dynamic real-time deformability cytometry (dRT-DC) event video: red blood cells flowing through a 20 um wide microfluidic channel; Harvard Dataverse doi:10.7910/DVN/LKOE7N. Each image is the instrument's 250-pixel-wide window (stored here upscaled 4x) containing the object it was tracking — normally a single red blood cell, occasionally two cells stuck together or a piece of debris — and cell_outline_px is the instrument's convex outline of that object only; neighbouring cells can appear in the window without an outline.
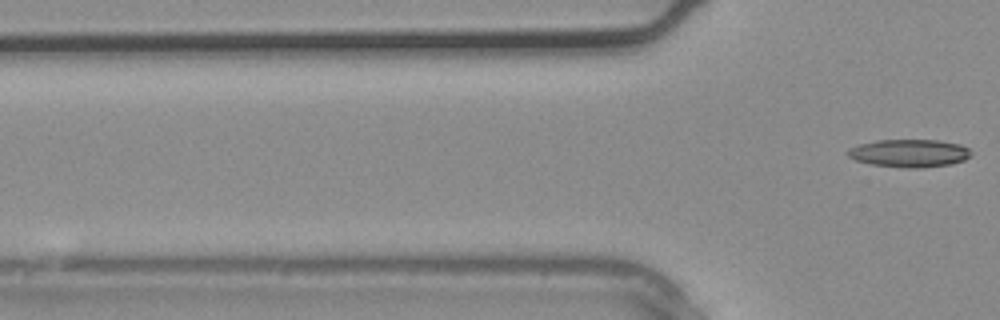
{"species": "common noctule bat (a hibernating species)", "species_latin": "Nyctalus noctula", "temperature_condition": "warm", "stored_images_in_passage": 4, "camera_frame_rate_fps": 3000, "um_per_image_px": 0.085, "animal": {"sex": "male", "body_mass_g": 20.4}, "frame": {"image": 1, "passage_image": 4, "time_ms": 1.0, "image_size_px": [1000, 320], "cell_outline_px": [[972, 156], [964, 160], [952, 164], [920, 168], [908, 168], [872, 164], [856, 160], [848, 156], [844, 152], [848, 148], [860, 144], [876, 140], [940, 140], [960, 144], [968, 148], [972, 152]], "centroid_in_image_um": [77.31, 13.02], "position_along_channel_um": 48.5, "area_um2": 20.17}}